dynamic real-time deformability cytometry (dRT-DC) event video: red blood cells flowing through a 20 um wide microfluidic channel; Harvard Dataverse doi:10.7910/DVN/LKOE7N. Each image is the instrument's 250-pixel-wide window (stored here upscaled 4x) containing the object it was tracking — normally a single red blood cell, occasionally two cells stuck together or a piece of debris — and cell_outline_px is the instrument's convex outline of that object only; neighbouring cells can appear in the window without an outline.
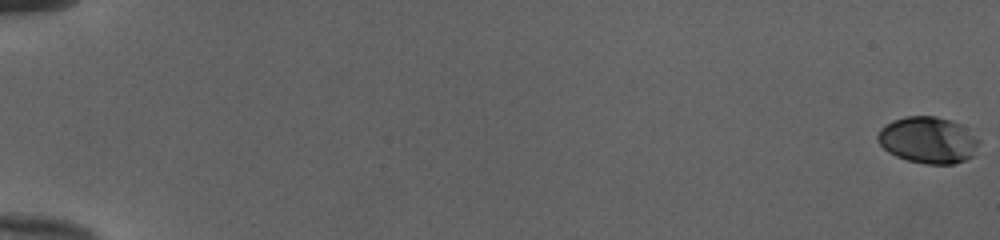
{"species": "human", "species_latin": "Homo sapiens", "temperature_condition": "cold", "stored_images_in_passage": 54, "camera_frame_rate_fps": 3000, "um_per_image_px": 0.085, "donor": {"sex": "female"}, "frame": {"image": 1, "passage_image": 1, "time_ms": 0.0, "image_size_px": [1000, 240], "cell_outline_px": [[980, 140], [972, 156], [964, 160], [952, 164], [924, 164], [908, 160], [896, 156], [888, 152], [876, 140], [876, 136], [880, 128], [892, 120], [908, 116], [936, 116], [952, 120], [960, 124]], "centroid_in_image_um": [78.85, 11.9], "position_along_channel_um": 6.1, "area_um2": 27.46}}
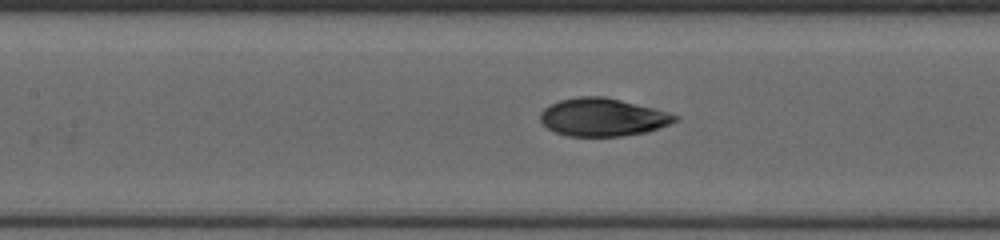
{"frame": {"image": 2, "passage_image": 28, "time_ms": 9.0, "image_size_px": [1000, 240], "cell_outline_px": [[680, 120], [648, 132], [620, 136], [568, 136], [556, 132], [548, 128], [540, 120], [540, 112], [544, 108], [560, 100], [580, 96], [604, 96], [620, 100], [680, 116]], "centroid_in_image_um": [51.22, 9.97], "position_along_channel_um": 156.2, "area_um2": 29.48}}
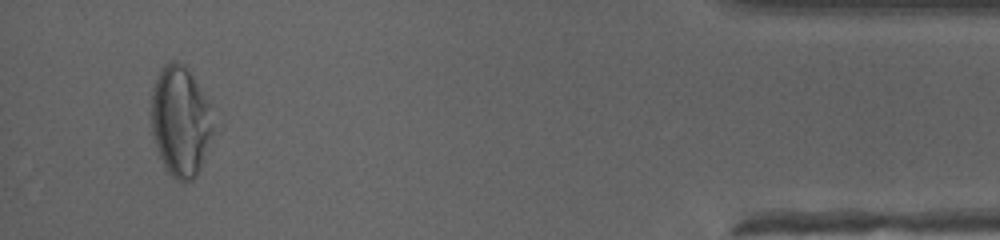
{"frame": {"image": 3, "passage_image": 52, "time_ms": 17.0, "image_size_px": [1000, 240], "cell_outline_px": [[212, 132], [200, 168], [196, 176], [192, 180], [184, 184], [176, 180], [164, 168], [156, 148], [152, 132], [152, 88], [164, 64], [172, 60], [176, 60], [184, 64], [188, 68], [208, 100], [212, 128]], "centroid_in_image_um": [15.32, 10.31], "position_along_channel_um": 419.9, "area_um2": 39.59}, "authors_computed_cell_mechanics": {"area_um2": 28.9867, "velocity_mm_per_s": 4.0304, "shape_relaxation_time_tau1_ms": 6.4157, "shape_relaxation_time_tau2_ms": 1.0488, "deformation_change_tau1": 0.2125, "deformation_change_tau2": 0.0594}}